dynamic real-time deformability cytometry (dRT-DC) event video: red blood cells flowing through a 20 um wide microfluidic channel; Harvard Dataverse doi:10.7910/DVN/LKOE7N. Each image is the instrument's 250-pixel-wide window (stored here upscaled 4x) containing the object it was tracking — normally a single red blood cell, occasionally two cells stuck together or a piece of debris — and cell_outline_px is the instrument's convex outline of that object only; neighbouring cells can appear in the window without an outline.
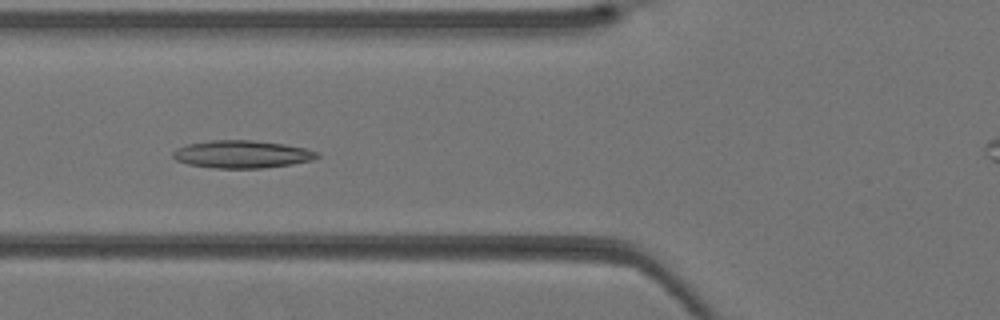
{"species": "Egyptian fruit bat (a non-hibernating species)", "species_latin": "Rousettus aegyptiacus", "temperature_condition": "warm", "stored_images_in_passage": 41, "camera_frame_rate_fps": 3000, "um_per_image_px": 0.085, "animal": {"sex": "female"}, "frame": {"image": 1, "passage_image": 15, "time_ms": 4.667, "image_size_px": [1000, 320], "cell_outline_px": [[320, 156], [312, 160], [292, 164], [264, 168], [212, 168], [188, 164], [176, 160], [172, 156], [172, 152], [176, 148], [188, 144], [208, 140], [252, 140], [284, 144], [308, 148], [320, 152]], "centroid_in_image_um": [20.59, 13.11], "position_along_channel_um": 105.2, "area_um2": 23.47}}
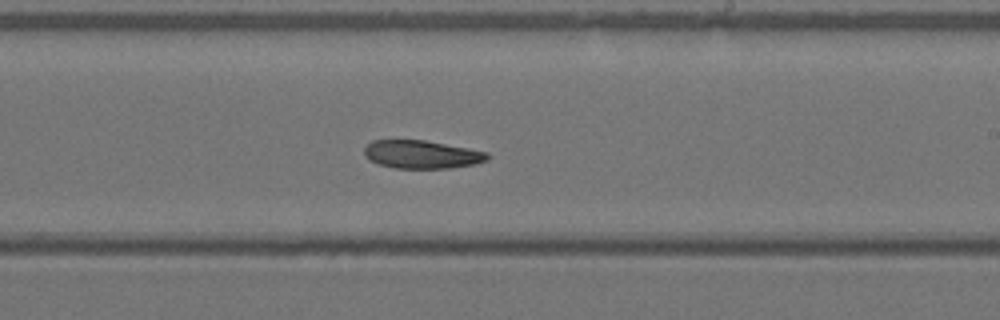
{"frame": {"image": 2, "passage_image": 24, "time_ms": 7.667, "image_size_px": [1000, 320], "cell_outline_px": [[488, 160], [476, 164], [452, 168], [396, 168], [380, 164], [368, 160], [364, 156], [364, 148], [372, 140], [424, 140], [468, 148], [488, 152]], "centroid_in_image_um": [35.84, 13.13], "position_along_channel_um": 253.2, "area_um2": 20.23}}
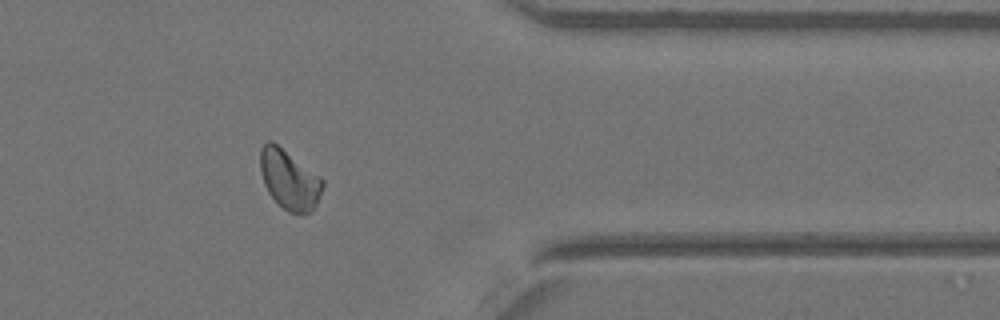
{"frame": {"image": 3, "passage_image": 33, "time_ms": 10.667, "image_size_px": [1000, 320], "cell_outline_px": [[324, 184], [320, 196], [312, 212], [304, 216], [288, 212], [268, 192], [264, 184], [260, 172], [260, 148], [268, 140], [272, 140], [320, 176], [324, 180]], "centroid_in_image_um": [24.6, 15.28], "position_along_channel_um": 386.8, "area_um2": 21.85}}